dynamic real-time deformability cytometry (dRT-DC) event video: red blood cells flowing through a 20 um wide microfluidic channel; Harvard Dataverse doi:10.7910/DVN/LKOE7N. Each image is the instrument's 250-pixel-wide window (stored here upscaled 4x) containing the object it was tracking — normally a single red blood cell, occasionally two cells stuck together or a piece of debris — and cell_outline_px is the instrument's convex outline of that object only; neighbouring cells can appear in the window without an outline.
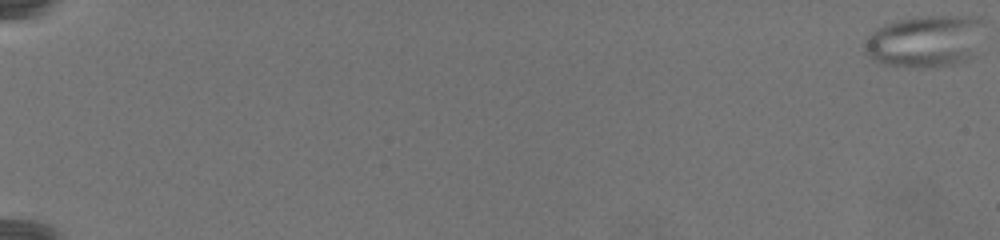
{"species": "common noctule bat (a hibernating species)", "species_latin": "Nyctalus noctula", "temperature_condition": "warm", "stored_images_in_passage": 68, "camera_frame_rate_fps": 3000, "um_per_image_px": 0.085, "animal": {"sex": "female", "body_mass_g": 19.5, "forearm_length_mm": 54.1}, "frame": {"image": 1, "passage_image": 1, "time_ms": 0.0, "image_size_px": [1000, 240], "cell_outline_px": [[984, 20], [968, 60], [956, 64], [928, 68], [912, 68], [880, 64], [872, 60], [864, 52], [868, 40], [872, 32], [876, 28], [884, 24], [896, 20], [928, 16], [980, 16]], "centroid_in_image_um": [78.58, 3.52], "position_along_channel_um": 6.4, "area_um2": 35.95}}
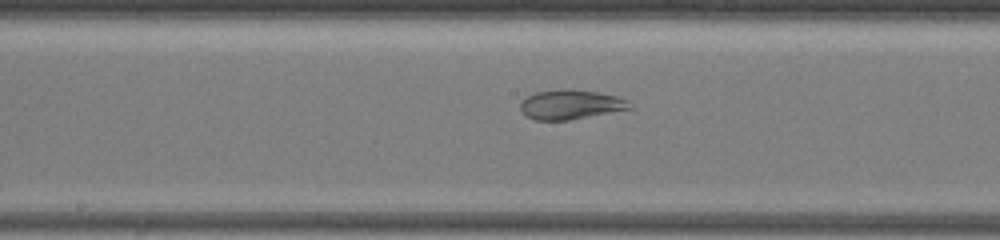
{"frame": {"image": 2, "passage_image": 46, "time_ms": 15.333, "image_size_px": [1000, 240], "cell_outline_px": [[636, 108], [568, 120], [536, 120], [528, 116], [520, 108], [520, 104], [528, 96], [536, 92], [568, 88], [600, 92], [616, 96], [628, 100]], "centroid_in_image_um": [48.59, 8.88], "position_along_channel_um": 199.6, "area_um2": 18.84}}
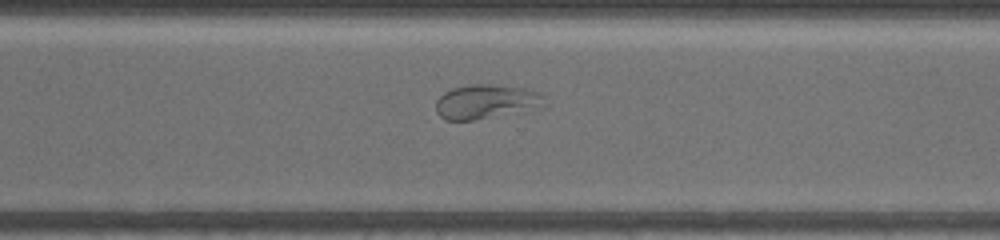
{"frame": {"image": 3, "passage_image": 66, "time_ms": 20.0, "image_size_px": [1000, 240], "cell_outline_px": [[544, 108], [472, 120], [444, 120], [436, 112], [436, 100], [444, 92], [452, 88], [468, 84], [496, 84], [524, 88], [540, 92], [544, 96]], "centroid_in_image_um": [41.34, 8.63], "position_along_channel_um": 329.3, "area_um2": 22.08}}